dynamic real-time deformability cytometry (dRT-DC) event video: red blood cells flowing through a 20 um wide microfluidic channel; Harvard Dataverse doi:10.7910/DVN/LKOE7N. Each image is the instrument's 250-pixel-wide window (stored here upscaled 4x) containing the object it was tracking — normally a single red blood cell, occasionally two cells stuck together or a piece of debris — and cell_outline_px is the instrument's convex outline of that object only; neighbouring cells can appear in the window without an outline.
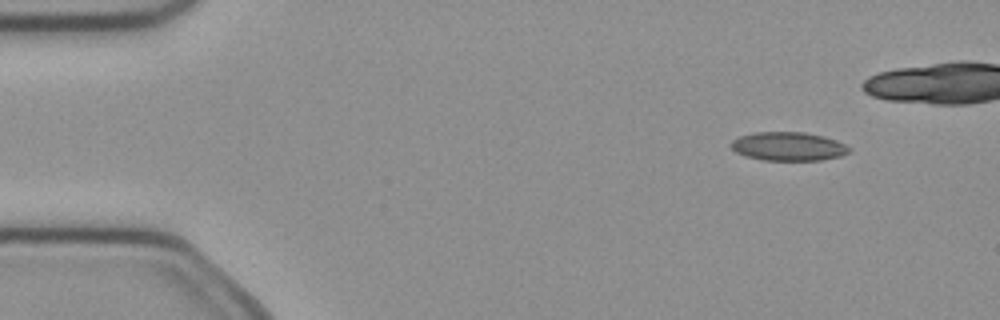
{"species": "common noctule bat (a hibernating species)", "species_latin": "Nyctalus noctula", "temperature_condition": "cold", "stored_images_in_passage": 8, "camera_frame_rate_fps": 3000, "um_per_image_px": 0.085, "animal": {"sex": "female", "body_mass_g": 21.9}, "frame": {"image": 1, "passage_image": 2, "time_ms": 0.333, "image_size_px": [1000, 320], "cell_outline_px": [[852, 148], [848, 152], [840, 156], [820, 160], [764, 160], [744, 156], [736, 152], [732, 148], [732, 140], [736, 136], [752, 132], [804, 132], [824, 136], [836, 140]], "centroid_in_image_um": [66.98, 12.43], "position_along_channel_um": 18.0, "area_um2": 19.83}}
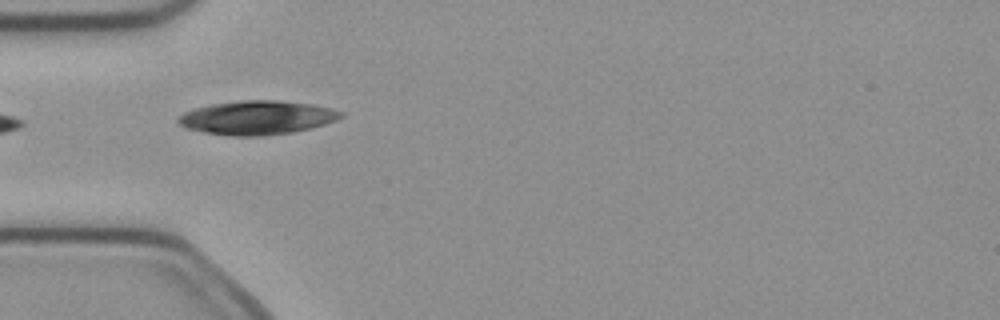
{"frame": {"image": 2, "passage_image": 6, "time_ms": 1.667, "image_size_px": [1000, 320], "cell_outline_px": [[344, 116], [336, 120], [312, 128], [292, 132], [260, 136], [232, 136], [204, 132], [184, 128], [176, 120], [184, 112], [196, 108], [212, 104], [240, 100], [276, 100], [312, 104], [332, 108], [344, 112]], "centroid_in_image_um": [21.87, 10.0], "position_along_channel_um": 63.1, "area_um2": 32.14}}
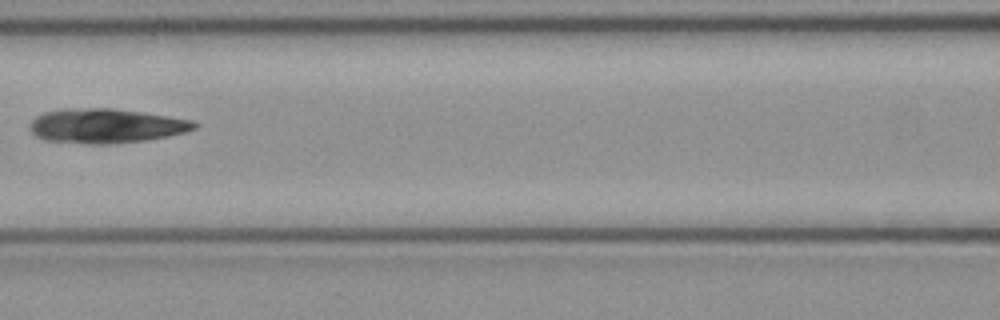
{"frame": {"image": 3, "passage_image": 8, "time_ms": 2.333, "image_size_px": [1000, 320], "cell_outline_px": [[200, 124], [196, 128], [184, 132], [168, 136], [144, 140], [112, 144], [88, 144], [44, 140], [36, 136], [28, 128], [32, 120], [36, 116], [44, 112], [64, 108], [112, 108], [168, 116], [192, 120]], "centroid_in_image_um": [8.98, 10.7], "position_along_channel_um": 157.6, "area_um2": 33.12}}